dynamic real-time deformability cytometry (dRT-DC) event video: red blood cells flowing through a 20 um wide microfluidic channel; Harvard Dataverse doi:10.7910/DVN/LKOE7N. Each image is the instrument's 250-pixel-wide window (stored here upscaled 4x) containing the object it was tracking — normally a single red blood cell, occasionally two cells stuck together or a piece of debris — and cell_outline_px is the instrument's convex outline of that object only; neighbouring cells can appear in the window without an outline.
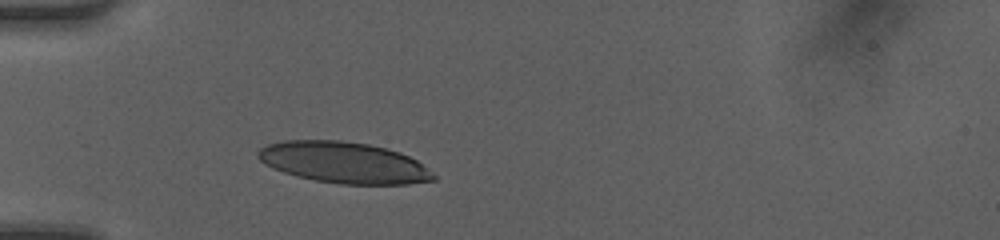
{"species": "human", "species_latin": "Homo sapiens", "temperature_condition": "room temperature", "stored_images_in_passage": 2, "camera_frame_rate_fps": 3000, "um_per_image_px": 0.085, "donor": {"sex": "female"}, "frame": {"image": 1, "passage_image": 2, "time_ms": 0.333, "image_size_px": [1000, 240], "cell_outline_px": [[436, 180], [408, 184], [340, 184], [316, 180], [296, 176], [272, 168], [264, 164], [256, 156], [256, 152], [260, 148], [268, 144], [284, 140], [340, 140], [368, 144], [400, 152], [416, 160], [432, 172], [436, 176]], "centroid_in_image_um": [29.2, 13.81], "position_along_channel_um": 55.8, "area_um2": 42.14}}